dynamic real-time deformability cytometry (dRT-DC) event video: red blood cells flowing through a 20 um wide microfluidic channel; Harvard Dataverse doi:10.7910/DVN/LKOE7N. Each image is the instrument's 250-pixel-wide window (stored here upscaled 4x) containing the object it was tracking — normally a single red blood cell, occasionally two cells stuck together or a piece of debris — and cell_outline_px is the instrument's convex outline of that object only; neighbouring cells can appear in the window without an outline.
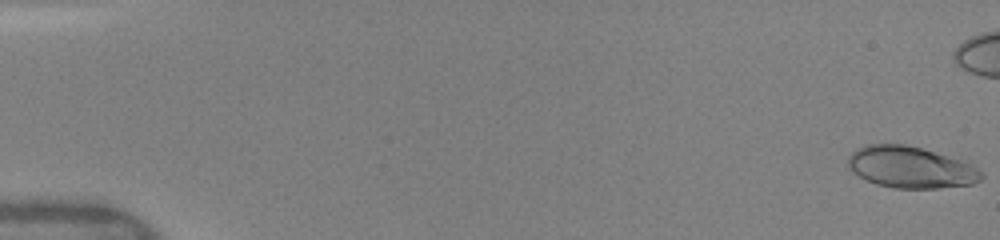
{"species": "human", "species_latin": "Homo sapiens", "temperature_condition": "warm", "stored_images_in_passage": 44, "camera_frame_rate_fps": 3000, "um_per_image_px": 0.085, "donor": {"sex": "female"}, "frame": {"image": 1, "passage_image": 1, "time_ms": 0.0, "image_size_px": [1000, 240], "cell_outline_px": [[984, 176], [980, 180], [972, 184], [936, 188], [896, 188], [876, 184], [852, 172], [848, 168], [848, 156], [856, 148], [864, 144], [904, 144], [920, 148], [960, 160], [972, 164], [984, 172]], "centroid_in_image_um": [77.39, 14.22], "position_along_channel_um": 7.6, "area_um2": 32.19}}
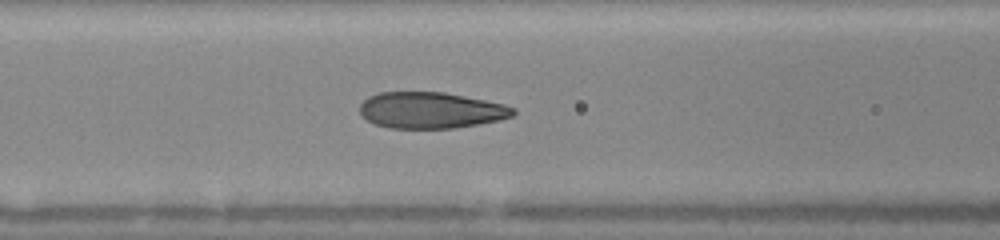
{"frame": {"image": 2, "passage_image": 22, "time_ms": 7.0, "image_size_px": [1000, 240], "cell_outline_px": [[516, 112], [512, 116], [500, 120], [452, 128], [388, 128], [376, 124], [368, 120], [360, 112], [360, 104], [368, 96], [380, 92], [444, 92], [504, 104], [516, 108]], "centroid_in_image_um": [36.62, 9.37], "position_along_channel_um": 130.0, "area_um2": 32.25}}
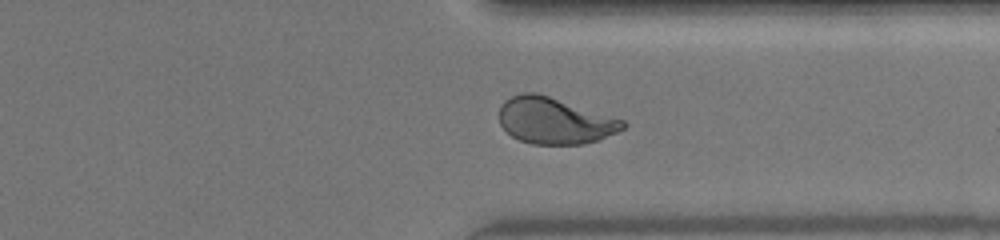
{"frame": {"image": 3, "passage_image": 39, "time_ms": 12.667, "image_size_px": [1000, 240], "cell_outline_px": [[628, 124], [624, 128], [600, 140], [584, 144], [532, 144], [520, 140], [512, 136], [500, 124], [500, 104], [504, 100], [512, 96], [524, 92], [536, 92], [624, 120]], "centroid_in_image_um": [47.14, 10.26], "position_along_channel_um": 364.3, "area_um2": 33.29}, "authors_computed_cell_mechanics": {"area_um2": 32.6859, "velocity_mm_per_s": 4.1308, "shape_relaxation_time_tau1_ms": 3.5027, "shape_relaxation_time_tau2_ms": null, "deformation_change_tau1": 0.1906, "deformation_change_tau2": null}}